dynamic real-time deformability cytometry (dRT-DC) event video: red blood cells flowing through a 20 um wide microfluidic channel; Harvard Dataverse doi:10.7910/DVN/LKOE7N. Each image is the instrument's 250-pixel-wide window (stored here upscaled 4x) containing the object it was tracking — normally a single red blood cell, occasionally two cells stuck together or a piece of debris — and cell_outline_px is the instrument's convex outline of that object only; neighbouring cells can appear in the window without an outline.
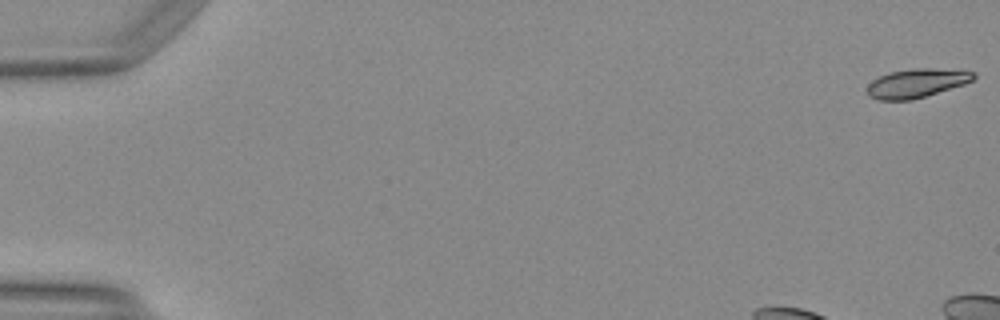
{"species": "Egyptian fruit bat (a non-hibernating species)", "species_latin": "Rousettus aegyptiacus", "temperature_condition": "warm", "stored_images_in_passage": 45, "camera_frame_rate_fps": 3000, "um_per_image_px": 0.085, "animal": {"sex": "female"}, "frame": {"image": 1, "passage_image": 1, "time_ms": 0.0, "image_size_px": [1000, 320], "cell_outline_px": [[976, 76], [972, 80], [964, 84], [912, 100], [880, 100], [868, 96], [868, 84], [872, 80], [880, 76], [892, 72], [916, 68], [932, 68], [976, 72]], "centroid_in_image_um": [77.9, 7.07], "position_along_channel_um": 7.1, "area_um2": 17.63}, "authors_computed_cell_mechanics": {"area_um2": 19.5364, "velocity_mm_per_s": 4.0836, "shape_relaxation_time_tau1_ms": 2.2747, "shape_relaxation_time_tau2_ms": 1.7012, "deformation_change_tau1": 0.1264, "deformation_change_tau2": 0.0558}}